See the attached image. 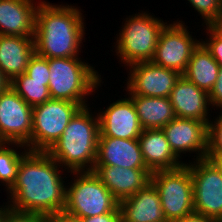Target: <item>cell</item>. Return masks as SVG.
<instances>
[{
  "mask_svg": "<svg viewBox=\"0 0 222 222\" xmlns=\"http://www.w3.org/2000/svg\"><path fill=\"white\" fill-rule=\"evenodd\" d=\"M52 222H80V221L69 218V217L61 214L57 217L52 218Z\"/></svg>",
  "mask_w": 222,
  "mask_h": 222,
  "instance_id": "cell-34",
  "label": "cell"
},
{
  "mask_svg": "<svg viewBox=\"0 0 222 222\" xmlns=\"http://www.w3.org/2000/svg\"><path fill=\"white\" fill-rule=\"evenodd\" d=\"M211 26L222 35V12Z\"/></svg>",
  "mask_w": 222,
  "mask_h": 222,
  "instance_id": "cell-35",
  "label": "cell"
},
{
  "mask_svg": "<svg viewBox=\"0 0 222 222\" xmlns=\"http://www.w3.org/2000/svg\"><path fill=\"white\" fill-rule=\"evenodd\" d=\"M169 99L177 118L196 119L207 124L211 121L209 94L183 75L176 81Z\"/></svg>",
  "mask_w": 222,
  "mask_h": 222,
  "instance_id": "cell-15",
  "label": "cell"
},
{
  "mask_svg": "<svg viewBox=\"0 0 222 222\" xmlns=\"http://www.w3.org/2000/svg\"><path fill=\"white\" fill-rule=\"evenodd\" d=\"M25 74L32 80L49 81L50 71L48 58L39 56L34 53L30 58Z\"/></svg>",
  "mask_w": 222,
  "mask_h": 222,
  "instance_id": "cell-28",
  "label": "cell"
},
{
  "mask_svg": "<svg viewBox=\"0 0 222 222\" xmlns=\"http://www.w3.org/2000/svg\"><path fill=\"white\" fill-rule=\"evenodd\" d=\"M80 108L78 103L58 99H50L34 106L31 151L47 152Z\"/></svg>",
  "mask_w": 222,
  "mask_h": 222,
  "instance_id": "cell-8",
  "label": "cell"
},
{
  "mask_svg": "<svg viewBox=\"0 0 222 222\" xmlns=\"http://www.w3.org/2000/svg\"><path fill=\"white\" fill-rule=\"evenodd\" d=\"M121 222H168L159 193L150 181L143 188L119 202Z\"/></svg>",
  "mask_w": 222,
  "mask_h": 222,
  "instance_id": "cell-17",
  "label": "cell"
},
{
  "mask_svg": "<svg viewBox=\"0 0 222 222\" xmlns=\"http://www.w3.org/2000/svg\"><path fill=\"white\" fill-rule=\"evenodd\" d=\"M0 222L2 221L3 217L5 216V214L7 213V211L10 209L9 208V204L8 202H6L5 205H1L0 206Z\"/></svg>",
  "mask_w": 222,
  "mask_h": 222,
  "instance_id": "cell-37",
  "label": "cell"
},
{
  "mask_svg": "<svg viewBox=\"0 0 222 222\" xmlns=\"http://www.w3.org/2000/svg\"><path fill=\"white\" fill-rule=\"evenodd\" d=\"M188 3L201 15L206 26H211L222 12V0H188Z\"/></svg>",
  "mask_w": 222,
  "mask_h": 222,
  "instance_id": "cell-27",
  "label": "cell"
},
{
  "mask_svg": "<svg viewBox=\"0 0 222 222\" xmlns=\"http://www.w3.org/2000/svg\"><path fill=\"white\" fill-rule=\"evenodd\" d=\"M150 181L159 193L168 222L179 221L194 213L193 180L185 164L174 170L153 172Z\"/></svg>",
  "mask_w": 222,
  "mask_h": 222,
  "instance_id": "cell-7",
  "label": "cell"
},
{
  "mask_svg": "<svg viewBox=\"0 0 222 222\" xmlns=\"http://www.w3.org/2000/svg\"><path fill=\"white\" fill-rule=\"evenodd\" d=\"M95 166L147 169L138 139L99 137Z\"/></svg>",
  "mask_w": 222,
  "mask_h": 222,
  "instance_id": "cell-16",
  "label": "cell"
},
{
  "mask_svg": "<svg viewBox=\"0 0 222 222\" xmlns=\"http://www.w3.org/2000/svg\"><path fill=\"white\" fill-rule=\"evenodd\" d=\"M69 173L75 178L66 183V203L62 215L79 220L109 212H121L119 201L93 171Z\"/></svg>",
  "mask_w": 222,
  "mask_h": 222,
  "instance_id": "cell-5",
  "label": "cell"
},
{
  "mask_svg": "<svg viewBox=\"0 0 222 222\" xmlns=\"http://www.w3.org/2000/svg\"><path fill=\"white\" fill-rule=\"evenodd\" d=\"M34 53V36L0 35V69L9 82L25 73Z\"/></svg>",
  "mask_w": 222,
  "mask_h": 222,
  "instance_id": "cell-21",
  "label": "cell"
},
{
  "mask_svg": "<svg viewBox=\"0 0 222 222\" xmlns=\"http://www.w3.org/2000/svg\"><path fill=\"white\" fill-rule=\"evenodd\" d=\"M1 222H52V218L38 213H25L9 209Z\"/></svg>",
  "mask_w": 222,
  "mask_h": 222,
  "instance_id": "cell-30",
  "label": "cell"
},
{
  "mask_svg": "<svg viewBox=\"0 0 222 222\" xmlns=\"http://www.w3.org/2000/svg\"><path fill=\"white\" fill-rule=\"evenodd\" d=\"M116 100L105 110H99V137L120 139H138L142 133L137 111L132 99L128 96Z\"/></svg>",
  "mask_w": 222,
  "mask_h": 222,
  "instance_id": "cell-14",
  "label": "cell"
},
{
  "mask_svg": "<svg viewBox=\"0 0 222 222\" xmlns=\"http://www.w3.org/2000/svg\"><path fill=\"white\" fill-rule=\"evenodd\" d=\"M49 81L32 80L25 73L15 77L9 86L31 107L51 99Z\"/></svg>",
  "mask_w": 222,
  "mask_h": 222,
  "instance_id": "cell-25",
  "label": "cell"
},
{
  "mask_svg": "<svg viewBox=\"0 0 222 222\" xmlns=\"http://www.w3.org/2000/svg\"><path fill=\"white\" fill-rule=\"evenodd\" d=\"M207 36L201 42L210 51L212 57L217 61V63L222 66V35L217 32L212 26H206ZM203 40V41H202Z\"/></svg>",
  "mask_w": 222,
  "mask_h": 222,
  "instance_id": "cell-29",
  "label": "cell"
},
{
  "mask_svg": "<svg viewBox=\"0 0 222 222\" xmlns=\"http://www.w3.org/2000/svg\"><path fill=\"white\" fill-rule=\"evenodd\" d=\"M80 222H121V212H109L102 215L79 219Z\"/></svg>",
  "mask_w": 222,
  "mask_h": 222,
  "instance_id": "cell-32",
  "label": "cell"
},
{
  "mask_svg": "<svg viewBox=\"0 0 222 222\" xmlns=\"http://www.w3.org/2000/svg\"><path fill=\"white\" fill-rule=\"evenodd\" d=\"M43 151H28L21 159L17 177L9 194V208L38 213L50 218L61 215L66 203L63 168Z\"/></svg>",
  "mask_w": 222,
  "mask_h": 222,
  "instance_id": "cell-1",
  "label": "cell"
},
{
  "mask_svg": "<svg viewBox=\"0 0 222 222\" xmlns=\"http://www.w3.org/2000/svg\"><path fill=\"white\" fill-rule=\"evenodd\" d=\"M183 21H173L164 27L155 48L152 63L183 74L193 50L201 42L194 39Z\"/></svg>",
  "mask_w": 222,
  "mask_h": 222,
  "instance_id": "cell-10",
  "label": "cell"
},
{
  "mask_svg": "<svg viewBox=\"0 0 222 222\" xmlns=\"http://www.w3.org/2000/svg\"><path fill=\"white\" fill-rule=\"evenodd\" d=\"M170 148L180 159L182 153L193 152L194 160L204 159L208 150V124L204 121L175 117L162 128ZM181 155V156H180Z\"/></svg>",
  "mask_w": 222,
  "mask_h": 222,
  "instance_id": "cell-13",
  "label": "cell"
},
{
  "mask_svg": "<svg viewBox=\"0 0 222 222\" xmlns=\"http://www.w3.org/2000/svg\"><path fill=\"white\" fill-rule=\"evenodd\" d=\"M193 180L194 213L222 220V173L210 159L188 161Z\"/></svg>",
  "mask_w": 222,
  "mask_h": 222,
  "instance_id": "cell-9",
  "label": "cell"
},
{
  "mask_svg": "<svg viewBox=\"0 0 222 222\" xmlns=\"http://www.w3.org/2000/svg\"><path fill=\"white\" fill-rule=\"evenodd\" d=\"M219 70L220 65L205 45L200 42L193 50L187 68L182 75L209 94L217 81Z\"/></svg>",
  "mask_w": 222,
  "mask_h": 222,
  "instance_id": "cell-23",
  "label": "cell"
},
{
  "mask_svg": "<svg viewBox=\"0 0 222 222\" xmlns=\"http://www.w3.org/2000/svg\"><path fill=\"white\" fill-rule=\"evenodd\" d=\"M210 160H212L219 167L222 173V159H210Z\"/></svg>",
  "mask_w": 222,
  "mask_h": 222,
  "instance_id": "cell-38",
  "label": "cell"
},
{
  "mask_svg": "<svg viewBox=\"0 0 222 222\" xmlns=\"http://www.w3.org/2000/svg\"><path fill=\"white\" fill-rule=\"evenodd\" d=\"M220 110L219 116L222 118V108Z\"/></svg>",
  "mask_w": 222,
  "mask_h": 222,
  "instance_id": "cell-39",
  "label": "cell"
},
{
  "mask_svg": "<svg viewBox=\"0 0 222 222\" xmlns=\"http://www.w3.org/2000/svg\"><path fill=\"white\" fill-rule=\"evenodd\" d=\"M136 108L142 129H162L176 116L169 97L128 95Z\"/></svg>",
  "mask_w": 222,
  "mask_h": 222,
  "instance_id": "cell-22",
  "label": "cell"
},
{
  "mask_svg": "<svg viewBox=\"0 0 222 222\" xmlns=\"http://www.w3.org/2000/svg\"><path fill=\"white\" fill-rule=\"evenodd\" d=\"M176 222H217V221H215L212 218H208V217H205L203 215L193 213L191 215H188L184 219H181V220L176 221Z\"/></svg>",
  "mask_w": 222,
  "mask_h": 222,
  "instance_id": "cell-33",
  "label": "cell"
},
{
  "mask_svg": "<svg viewBox=\"0 0 222 222\" xmlns=\"http://www.w3.org/2000/svg\"><path fill=\"white\" fill-rule=\"evenodd\" d=\"M93 172L119 202L143 188L152 174L148 169L118 166H94Z\"/></svg>",
  "mask_w": 222,
  "mask_h": 222,
  "instance_id": "cell-18",
  "label": "cell"
},
{
  "mask_svg": "<svg viewBox=\"0 0 222 222\" xmlns=\"http://www.w3.org/2000/svg\"><path fill=\"white\" fill-rule=\"evenodd\" d=\"M209 102L211 108L216 107V110L222 108V66H220L217 81L209 93Z\"/></svg>",
  "mask_w": 222,
  "mask_h": 222,
  "instance_id": "cell-31",
  "label": "cell"
},
{
  "mask_svg": "<svg viewBox=\"0 0 222 222\" xmlns=\"http://www.w3.org/2000/svg\"><path fill=\"white\" fill-rule=\"evenodd\" d=\"M9 84L10 82L4 77L0 69V93L4 91L9 86Z\"/></svg>",
  "mask_w": 222,
  "mask_h": 222,
  "instance_id": "cell-36",
  "label": "cell"
},
{
  "mask_svg": "<svg viewBox=\"0 0 222 222\" xmlns=\"http://www.w3.org/2000/svg\"><path fill=\"white\" fill-rule=\"evenodd\" d=\"M90 109L88 106L81 107L61 137L47 151L68 173L94 170L100 125L98 113L93 114Z\"/></svg>",
  "mask_w": 222,
  "mask_h": 222,
  "instance_id": "cell-3",
  "label": "cell"
},
{
  "mask_svg": "<svg viewBox=\"0 0 222 222\" xmlns=\"http://www.w3.org/2000/svg\"><path fill=\"white\" fill-rule=\"evenodd\" d=\"M146 11L127 17L114 43L116 56L125 67L151 61L157 46L160 33L167 25L161 18Z\"/></svg>",
  "mask_w": 222,
  "mask_h": 222,
  "instance_id": "cell-6",
  "label": "cell"
},
{
  "mask_svg": "<svg viewBox=\"0 0 222 222\" xmlns=\"http://www.w3.org/2000/svg\"><path fill=\"white\" fill-rule=\"evenodd\" d=\"M129 76L126 82L127 94L149 97H169L176 81L182 74L158 66L151 61L137 62L127 67Z\"/></svg>",
  "mask_w": 222,
  "mask_h": 222,
  "instance_id": "cell-12",
  "label": "cell"
},
{
  "mask_svg": "<svg viewBox=\"0 0 222 222\" xmlns=\"http://www.w3.org/2000/svg\"><path fill=\"white\" fill-rule=\"evenodd\" d=\"M215 117L208 123V159H222V118Z\"/></svg>",
  "mask_w": 222,
  "mask_h": 222,
  "instance_id": "cell-26",
  "label": "cell"
},
{
  "mask_svg": "<svg viewBox=\"0 0 222 222\" xmlns=\"http://www.w3.org/2000/svg\"><path fill=\"white\" fill-rule=\"evenodd\" d=\"M138 141L147 169L151 173L174 170L186 163L173 153L162 129H144Z\"/></svg>",
  "mask_w": 222,
  "mask_h": 222,
  "instance_id": "cell-20",
  "label": "cell"
},
{
  "mask_svg": "<svg viewBox=\"0 0 222 222\" xmlns=\"http://www.w3.org/2000/svg\"><path fill=\"white\" fill-rule=\"evenodd\" d=\"M33 107L10 86L0 93V142L20 143L31 151Z\"/></svg>",
  "mask_w": 222,
  "mask_h": 222,
  "instance_id": "cell-11",
  "label": "cell"
},
{
  "mask_svg": "<svg viewBox=\"0 0 222 222\" xmlns=\"http://www.w3.org/2000/svg\"><path fill=\"white\" fill-rule=\"evenodd\" d=\"M39 3L34 0H0V35L34 36Z\"/></svg>",
  "mask_w": 222,
  "mask_h": 222,
  "instance_id": "cell-19",
  "label": "cell"
},
{
  "mask_svg": "<svg viewBox=\"0 0 222 222\" xmlns=\"http://www.w3.org/2000/svg\"><path fill=\"white\" fill-rule=\"evenodd\" d=\"M81 57L48 58L51 99L67 100L89 106L88 96L101 86V75Z\"/></svg>",
  "mask_w": 222,
  "mask_h": 222,
  "instance_id": "cell-4",
  "label": "cell"
},
{
  "mask_svg": "<svg viewBox=\"0 0 222 222\" xmlns=\"http://www.w3.org/2000/svg\"><path fill=\"white\" fill-rule=\"evenodd\" d=\"M28 151V148L20 143L0 142V183L7 188L6 191L14 184L21 159Z\"/></svg>",
  "mask_w": 222,
  "mask_h": 222,
  "instance_id": "cell-24",
  "label": "cell"
},
{
  "mask_svg": "<svg viewBox=\"0 0 222 222\" xmlns=\"http://www.w3.org/2000/svg\"><path fill=\"white\" fill-rule=\"evenodd\" d=\"M39 1L34 31L35 53L45 58L79 57L86 31L82 9Z\"/></svg>",
  "mask_w": 222,
  "mask_h": 222,
  "instance_id": "cell-2",
  "label": "cell"
}]
</instances>
